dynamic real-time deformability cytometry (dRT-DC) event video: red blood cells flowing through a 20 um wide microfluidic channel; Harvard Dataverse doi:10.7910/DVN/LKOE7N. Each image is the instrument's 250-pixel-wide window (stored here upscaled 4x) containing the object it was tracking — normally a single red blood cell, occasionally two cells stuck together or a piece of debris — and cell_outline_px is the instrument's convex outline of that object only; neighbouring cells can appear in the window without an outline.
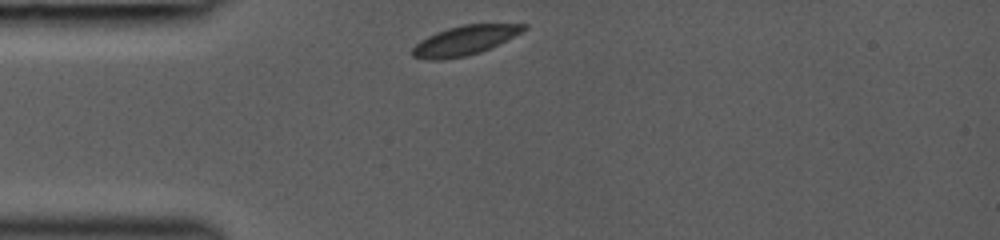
{"species": "common noctule bat (a hibernating species)", "species_latin": "Nyctalus noctula", "temperature_condition": "room temperature", "stored_images_in_passage": 2, "camera_frame_rate_fps": 3000, "um_per_image_px": 0.085, "animal": {"sex": "female", "body_mass_g": 19.0, "forearm_length_mm": 53.3}, "frame": {"image": 1, "passage_image": 1, "time_ms": 0.0, "image_size_px": [1000, 240], "cell_outline_px": [[528, 28], [480, 52], [464, 56], [440, 60], [428, 60], [412, 56], [408, 52], [420, 40], [436, 32], [448, 28], [464, 24], [528, 24]], "centroid_in_image_um": [39.41, 3.44], "position_along_channel_um": 45.6, "area_um2": 18.79}}